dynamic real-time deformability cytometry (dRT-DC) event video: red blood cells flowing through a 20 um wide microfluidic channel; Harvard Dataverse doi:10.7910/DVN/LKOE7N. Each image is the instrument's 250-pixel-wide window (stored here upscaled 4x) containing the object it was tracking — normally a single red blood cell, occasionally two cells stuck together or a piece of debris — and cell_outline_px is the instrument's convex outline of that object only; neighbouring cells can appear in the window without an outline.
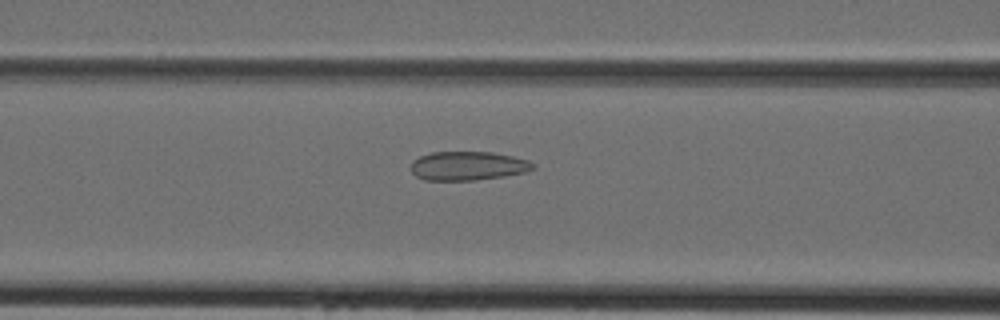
{"species": "Egyptian fruit bat (a non-hibernating species)", "species_latin": "Rousettus aegyptiacus", "temperature_condition": "cold", "stored_images_in_passage": 36, "camera_frame_rate_fps": 3000, "um_per_image_px": 0.085, "animal": {"sex": "female"}, "frame": {"image": 1, "passage_image": 10, "time_ms": 3.0, "image_size_px": [1000, 320], "cell_outline_px": [[536, 168], [524, 172], [504, 176], [476, 180], [424, 180], [416, 176], [412, 172], [412, 160], [420, 156], [432, 152], [492, 152], [512, 156], [528, 160], [536, 164]], "centroid_in_image_um": [39.78, 14.1], "position_along_channel_um": 126.8, "area_um2": 20.58}}
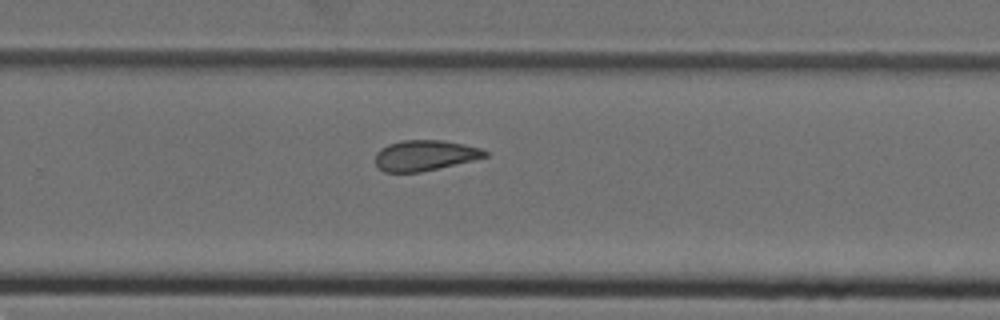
{"frame": {"image": 2, "passage_image": 21, "time_ms": 6.667, "image_size_px": [1000, 320], "cell_outline_px": [[488, 156], [472, 160], [420, 172], [384, 172], [376, 164], [376, 152], [380, 148], [388, 144], [404, 140], [444, 140], [464, 144], [480, 148], [488, 152]], "centroid_in_image_um": [36.1, 13.2], "position_along_channel_um": 293.7, "area_um2": 19.36}}
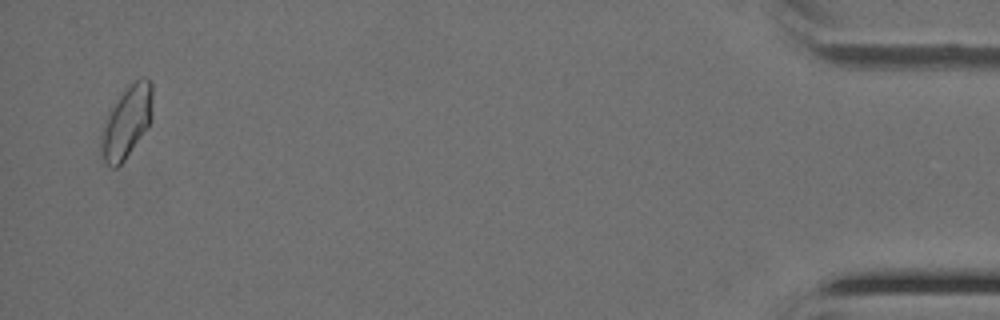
{"frame": {"image": 3, "passage_image": 35, "time_ms": 11.333, "image_size_px": [1000, 320], "cell_outline_px": [[152, 120], [148, 128], [124, 160], [116, 168], [108, 168], [104, 164], [100, 152], [100, 136], [104, 120], [120, 96], [136, 80], [144, 76], [152, 84]], "centroid_in_image_um": [10.75, 10.44], "position_along_channel_um": 424.4, "area_um2": 21.62}}